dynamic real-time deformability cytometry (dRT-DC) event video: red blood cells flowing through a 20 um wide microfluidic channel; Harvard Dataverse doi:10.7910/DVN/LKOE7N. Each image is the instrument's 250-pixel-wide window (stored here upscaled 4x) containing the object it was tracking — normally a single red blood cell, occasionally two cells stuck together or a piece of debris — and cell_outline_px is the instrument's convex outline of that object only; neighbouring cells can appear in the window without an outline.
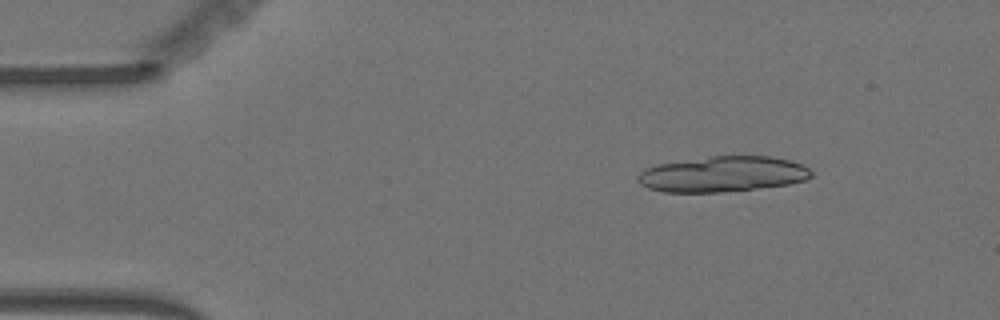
{"species": "Egyptian fruit bat (a non-hibernating species)", "species_latin": "Rousettus aegyptiacus", "temperature_condition": "warm", "stored_images_in_passage": 16, "camera_frame_rate_fps": 3000, "um_per_image_px": 0.085, "animal": {"sex": "female"}, "frame": {"image": 1, "passage_image": 3, "time_ms": 0.667, "image_size_px": [1000, 320], "cell_outline_px": [[812, 176], [804, 180], [788, 184], [760, 188], [720, 192], [664, 192], [648, 188], [640, 184], [636, 176], [644, 168], [656, 164], [712, 156], [772, 156], [792, 160], [808, 168], [812, 172]], "centroid_in_image_um": [61.41, 14.8], "position_along_channel_um": 23.6, "area_um2": 36.07}}